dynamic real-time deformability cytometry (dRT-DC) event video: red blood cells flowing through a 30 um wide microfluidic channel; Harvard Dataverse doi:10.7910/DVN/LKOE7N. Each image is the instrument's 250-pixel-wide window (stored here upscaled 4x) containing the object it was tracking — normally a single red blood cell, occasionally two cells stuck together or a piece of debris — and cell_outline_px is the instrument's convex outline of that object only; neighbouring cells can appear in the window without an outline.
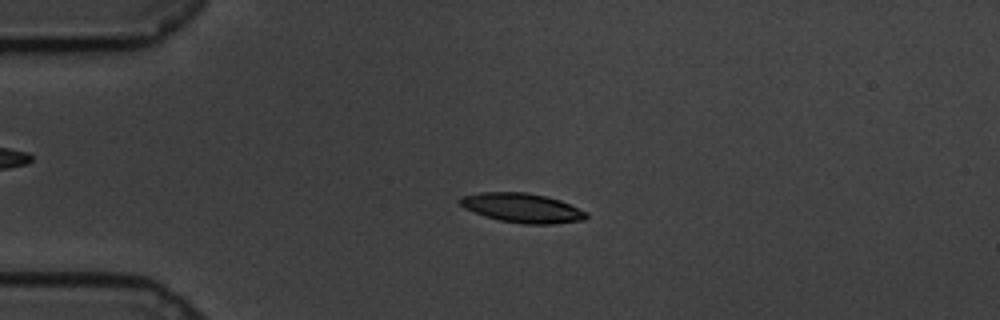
{"species": "common noctule bat (a hibernating species)", "species_latin": "Nyctalus noctula", "temperature_condition": "cold", "stored_images_in_passage": 60, "camera_frame_rate_fps": 3000, "um_per_image_px": 0.085, "animal": {"sex": "male", "body_mass_g": 19.5, "forearm_length_mm": 54.6}, "frame": {"image": 1, "passage_image": 14, "time_ms": 4.333, "image_size_px": [1000, 320], "cell_outline_px": [[588, 216], [584, 220], [556, 224], [524, 224], [500, 220], [484, 216], [464, 208], [460, 204], [460, 196], [480, 192], [528, 192], [560, 200], [588, 212]], "centroid_in_image_um": [44.4, 17.67], "position_along_channel_um": 40.6, "area_um2": 21.68}}
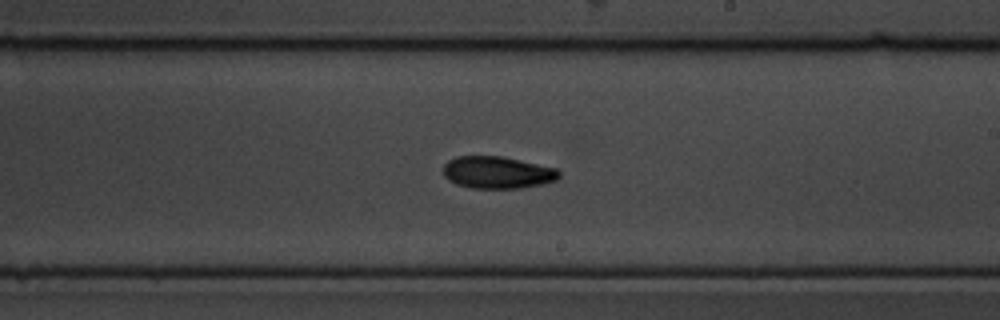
{"frame": {"image": 2, "passage_image": 35, "time_ms": 11.333, "image_size_px": [1000, 320], "cell_outline_px": [[560, 176], [556, 180], [540, 184], [520, 188], [472, 188], [456, 184], [448, 180], [444, 176], [444, 164], [448, 160], [456, 156], [500, 156], [556, 168], [560, 172]], "centroid_in_image_um": [42.25, 14.66], "position_along_channel_um": 246.8, "area_um2": 21.56}}
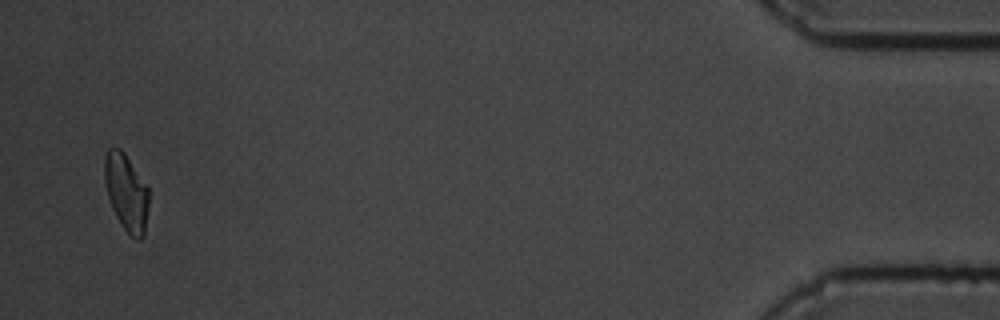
{"frame": {"image": 3, "passage_image": 58, "time_ms": 19.0, "image_size_px": [1000, 320], "cell_outline_px": [[148, 208], [144, 236], [140, 240], [136, 240], [120, 224], [112, 208], [108, 196], [104, 180], [104, 156], [108, 148], [120, 148], [124, 152], [148, 188]], "centroid_in_image_um": [10.72, 16.35], "position_along_channel_um": 424.5, "area_um2": 19.77}, "authors_computed_cell_mechanics": {"area_um2": 21.1837, "velocity_mm_per_s": 3.3648, "shape_relaxation_time_tau1_ms": 5.0533, "shape_relaxation_time_tau2_ms": 8.1027, "deformation_change_tau1": 0.1676, "deformation_change_tau2": 0.1307}}